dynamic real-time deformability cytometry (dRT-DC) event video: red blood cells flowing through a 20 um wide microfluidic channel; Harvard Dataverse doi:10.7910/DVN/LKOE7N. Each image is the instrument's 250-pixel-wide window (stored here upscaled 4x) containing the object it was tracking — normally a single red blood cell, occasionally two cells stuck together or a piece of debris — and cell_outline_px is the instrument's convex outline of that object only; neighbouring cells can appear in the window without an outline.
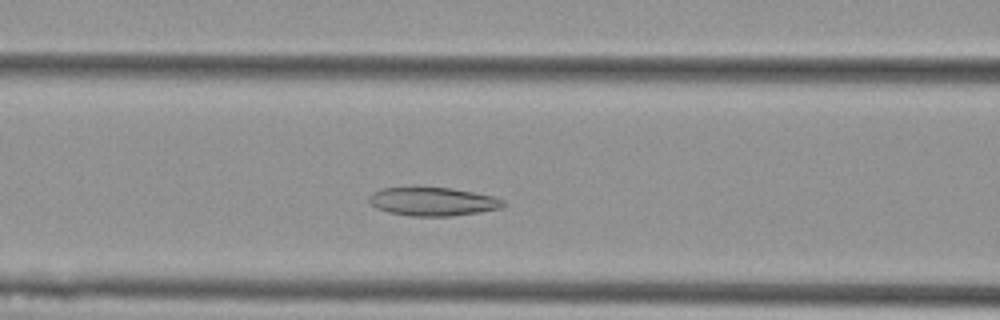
{"species": "Egyptian fruit bat (a non-hibernating species)", "species_latin": "Rousettus aegyptiacus", "temperature_condition": "cold", "stored_images_in_passage": 45, "camera_frame_rate_fps": 3000, "um_per_image_px": 0.085, "animal": {"sex": "female"}, "frame": {"image": 1, "passage_image": 13, "time_ms": 4.0, "image_size_px": [1000, 320], "cell_outline_px": [[504, 204], [500, 208], [480, 212], [452, 216], [412, 216], [388, 212], [376, 208], [368, 200], [368, 196], [372, 192], [380, 188], [452, 188], [496, 196], [504, 200]], "centroid_in_image_um": [36.79, 17.13], "position_along_channel_um": 129.8, "area_um2": 22.25}}
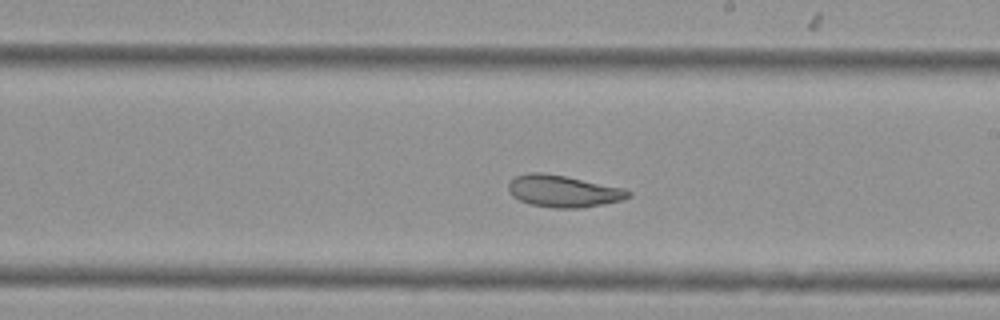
{"frame": {"image": 2, "passage_image": 22, "time_ms": 7.0, "image_size_px": [1000, 320], "cell_outline_px": [[632, 196], [624, 200], [580, 208], [552, 208], [532, 204], [520, 200], [512, 196], [508, 188], [508, 184], [516, 176], [528, 172], [544, 172], [624, 188], [632, 192]], "centroid_in_image_um": [47.9, 16.25], "position_along_channel_um": 241.1, "area_um2": 22.25}}
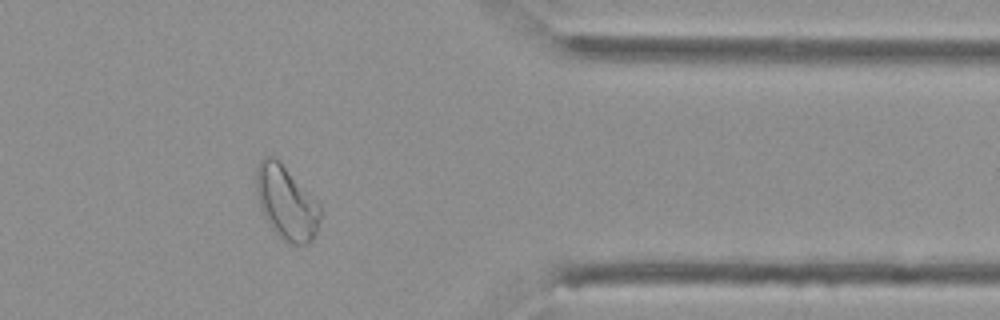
{"frame": {"image": 3, "passage_image": 35, "time_ms": 11.333, "image_size_px": [1000, 320], "cell_outline_px": [[320, 216], [316, 232], [312, 240], [308, 244], [292, 244], [280, 236], [268, 224], [260, 208], [256, 188], [256, 168], [260, 160], [264, 156], [276, 156], [280, 160], [320, 204]], "centroid_in_image_um": [24.33, 17.18], "position_along_channel_um": 387.1, "area_um2": 27.46}, "authors_computed_cell_mechanics": {"area_um2": 25.3164, "velocity_mm_per_s": 3.7324, "shape_relaxation_time_tau1_ms": null, "shape_relaxation_time_tau2_ms": 2.8485, "deformation_change_tau1": null, "deformation_change_tau2": 0.0904}}